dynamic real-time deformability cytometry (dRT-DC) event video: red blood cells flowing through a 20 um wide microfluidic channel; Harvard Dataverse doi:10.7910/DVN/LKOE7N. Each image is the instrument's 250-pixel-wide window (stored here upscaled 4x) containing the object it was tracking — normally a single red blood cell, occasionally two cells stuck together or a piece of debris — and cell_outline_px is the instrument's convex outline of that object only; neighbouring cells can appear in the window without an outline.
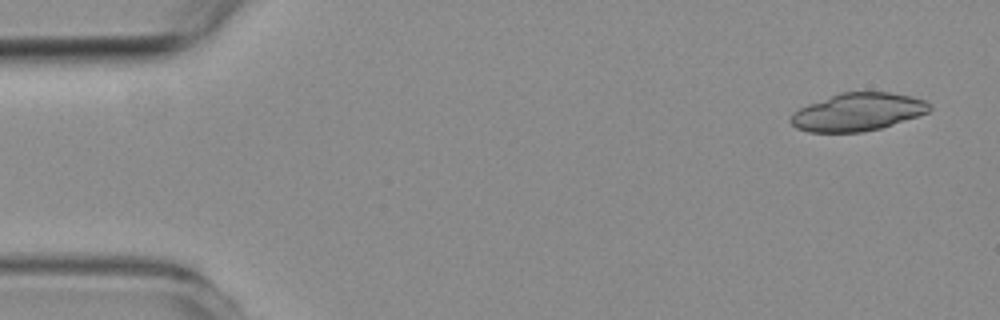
{"species": "common noctule bat (a hibernating species)", "species_latin": "Nyctalus noctula", "temperature_condition": "room temperature", "stored_images_in_passage": 7, "camera_frame_rate_fps": 3000, "um_per_image_px": 0.085, "animal": {"sex": "female", "body_mass_g": 19.3, "forearm_length_mm": 54.1}, "frame": {"image": 1, "passage_image": 1, "time_ms": 0.0, "image_size_px": [1000, 320], "cell_outline_px": [[932, 108], [928, 112], [880, 128], [860, 132], [808, 132], [796, 128], [788, 120], [792, 112], [808, 104], [840, 92], [888, 92], [912, 96], [924, 100], [932, 104]], "centroid_in_image_um": [72.88, 9.51], "position_along_channel_um": 12.1, "area_um2": 30.52}}
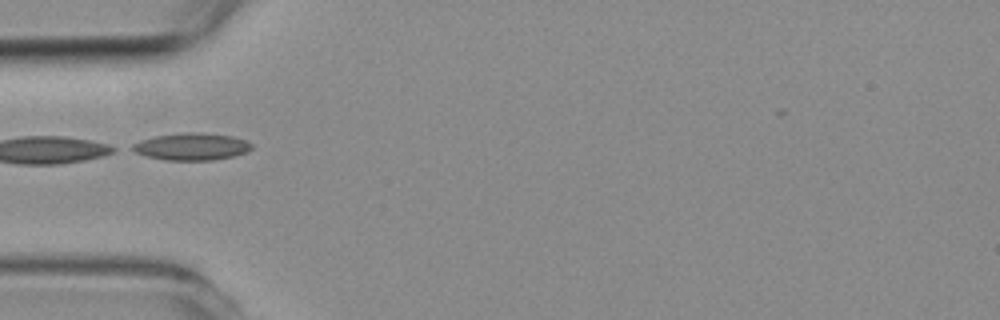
{"frame": {"image": 2, "passage_image": 5, "time_ms": 4.667, "image_size_px": [1000, 320], "cell_outline_px": [[252, 148], [248, 152], [232, 156], [212, 160], [164, 160], [148, 156], [124, 148], [140, 140], [156, 136], [184, 132], [200, 132], [232, 136], [244, 140], [252, 144]], "centroid_in_image_um": [16.24, 12.45], "position_along_channel_um": 68.8, "area_um2": 18.96}}
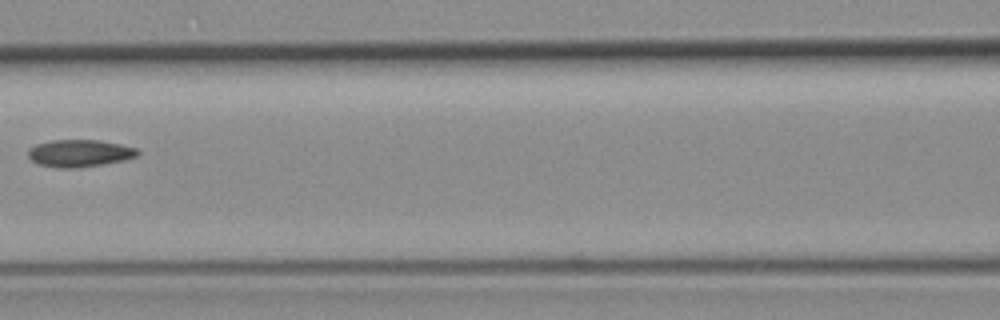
{"frame": {"image": 3, "passage_image": 7, "time_ms": 7.0, "image_size_px": [1000, 320], "cell_outline_px": [[140, 152], [136, 156], [124, 160], [76, 168], [60, 168], [36, 164], [28, 156], [28, 148], [36, 144], [52, 140], [100, 140], [120, 144], [136, 148]], "centroid_in_image_um": [6.73, 13.02], "position_along_channel_um": 159.9, "area_um2": 17.34}}